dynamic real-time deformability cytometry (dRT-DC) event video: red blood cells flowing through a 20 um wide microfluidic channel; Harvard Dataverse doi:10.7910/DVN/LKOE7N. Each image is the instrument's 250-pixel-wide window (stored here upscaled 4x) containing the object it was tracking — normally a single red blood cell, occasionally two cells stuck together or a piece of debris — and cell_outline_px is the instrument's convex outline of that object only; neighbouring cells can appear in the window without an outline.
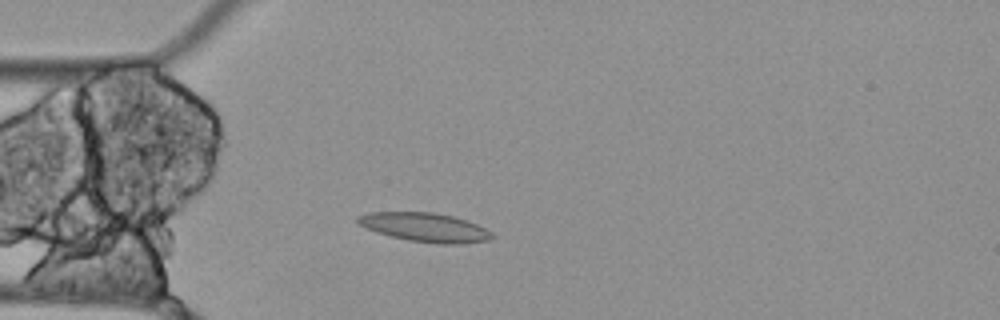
{"species": "Egyptian fruit bat (a non-hibernating species)", "species_latin": "Rousettus aegyptiacus", "temperature_condition": "cold", "stored_images_in_passage": 53, "camera_frame_rate_fps": 3000, "um_per_image_px": 0.085, "animal": {"sex": "female"}, "frame": {"image": 1, "passage_image": 12, "time_ms": 3.667, "image_size_px": [1000, 320], "cell_outline_px": [[496, 236], [488, 240], [460, 244], [436, 244], [408, 240], [376, 232], [360, 224], [356, 220], [356, 216], [368, 212], [432, 212], [452, 216], [468, 220], [492, 232]], "centroid_in_image_um": [36.14, 19.32], "position_along_channel_um": 48.9, "area_um2": 22.66}}
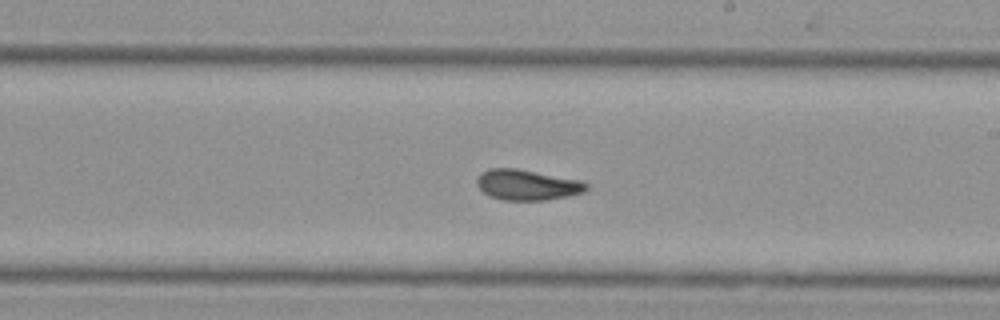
{"frame": {"image": 2, "passage_image": 29, "time_ms": 9.333, "image_size_px": [1000, 320], "cell_outline_px": [[588, 188], [584, 192], [568, 196], [544, 200], [504, 200], [488, 196], [476, 184], [476, 180], [480, 172], [488, 168], [516, 168], [584, 180], [588, 184]], "centroid_in_image_um": [44.82, 15.7], "position_along_channel_um": 244.2, "area_um2": 19.77}}
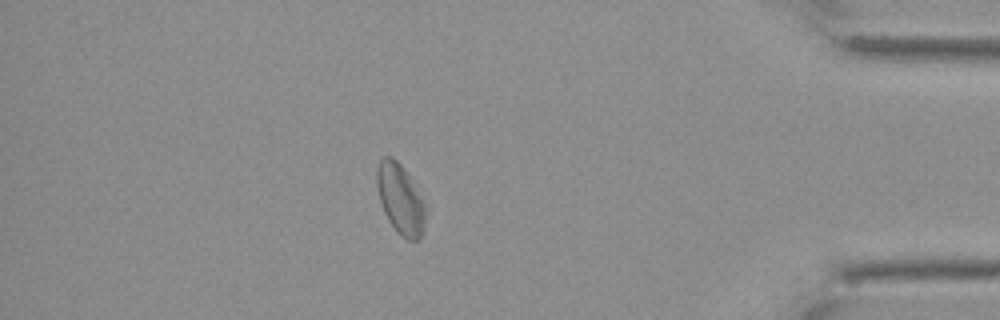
{"frame": {"image": 3, "passage_image": 46, "time_ms": 15.0, "image_size_px": [1000, 320], "cell_outline_px": [[428, 208], [424, 228], [420, 240], [408, 240], [400, 236], [396, 232], [388, 220], [384, 212], [380, 200], [376, 184], [376, 168], [380, 160], [384, 156], [392, 156], [404, 168]], "centroid_in_image_um": [34.05, 16.95], "position_along_channel_um": 401.2, "area_um2": 20.23}, "authors_computed_cell_mechanics": {"area_um2": 20.1144, "velocity_mm_per_s": 3.4651, "shape_relaxation_time_tau1_ms": null, "shape_relaxation_time_tau2_ms": 4.8653, "deformation_change_tau1": null, "deformation_change_tau2": 0.1245}}